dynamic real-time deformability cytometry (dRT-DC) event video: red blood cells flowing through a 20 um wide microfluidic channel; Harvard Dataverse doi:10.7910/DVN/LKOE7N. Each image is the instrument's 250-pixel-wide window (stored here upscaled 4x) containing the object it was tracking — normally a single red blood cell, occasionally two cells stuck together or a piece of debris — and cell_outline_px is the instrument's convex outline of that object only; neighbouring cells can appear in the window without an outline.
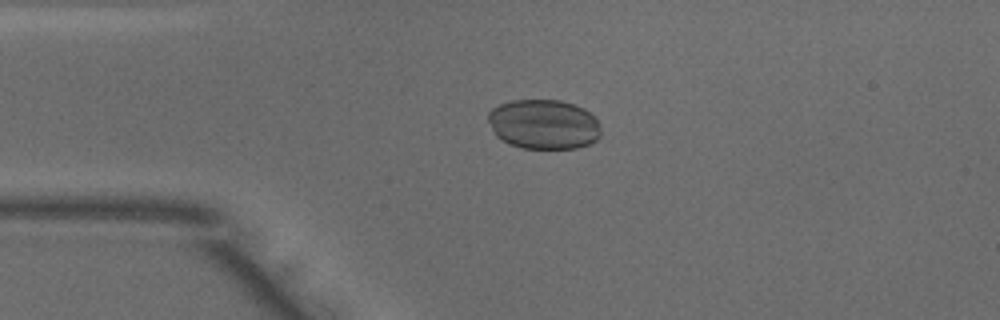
{"species": "common noctule bat (a hibernating species)", "species_latin": "Nyctalus noctula", "temperature_condition": "warm", "stored_images_in_passage": 49, "camera_frame_rate_fps": 3000, "um_per_image_px": 0.085, "animal": {"sex": "male", "body_mass_g": 18.8}, "frame": {"image": 1, "passage_image": 11, "time_ms": 3.333, "image_size_px": [1000, 320], "cell_outline_px": [[600, 136], [596, 140], [588, 144], [576, 148], [520, 148], [508, 144], [496, 136], [488, 120], [488, 112], [492, 108], [500, 104], [512, 100], [560, 100], [584, 108], [596, 116], [600, 124]], "centroid_in_image_um": [46.22, 10.56], "position_along_channel_um": 38.8, "area_um2": 32.89}}
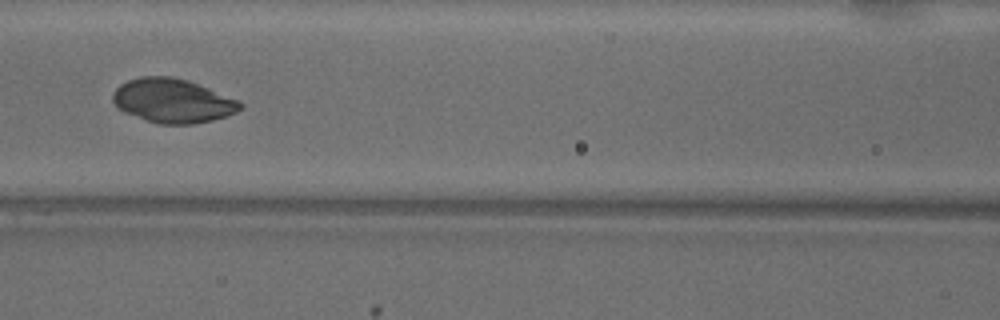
{"frame": {"image": 2, "passage_image": 21, "time_ms": 6.667, "image_size_px": [1000, 320], "cell_outline_px": [[244, 108], [236, 112], [212, 120], [192, 124], [160, 124], [124, 112], [116, 108], [112, 100], [112, 92], [120, 84], [128, 80], [140, 76], [172, 76], [188, 80], [240, 100], [244, 104]], "centroid_in_image_um": [14.67, 8.55], "position_along_channel_um": 151.9, "area_um2": 32.89}}
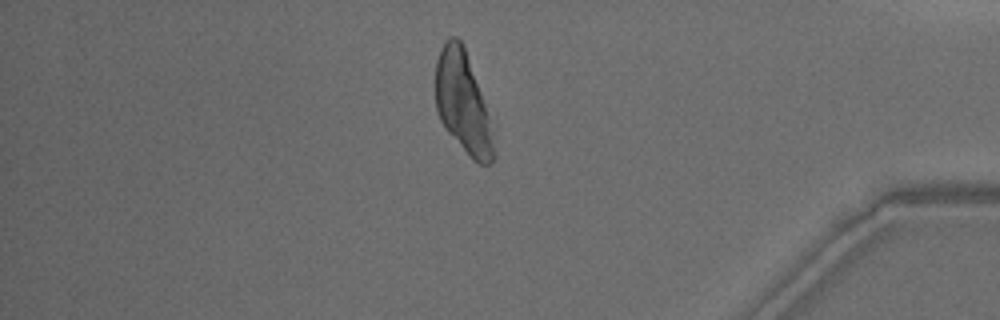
{"frame": {"image": 3, "passage_image": 42, "time_ms": 13.667, "image_size_px": [1000, 320], "cell_outline_px": [[496, 156], [492, 164], [480, 164], [472, 160], [468, 156], [444, 128], [440, 120], [436, 108], [436, 60], [440, 48], [452, 36], [456, 36], [460, 40], [464, 48], [496, 124]], "centroid_in_image_um": [39.44, 8.84], "position_along_channel_um": 395.8, "area_um2": 35.78}}